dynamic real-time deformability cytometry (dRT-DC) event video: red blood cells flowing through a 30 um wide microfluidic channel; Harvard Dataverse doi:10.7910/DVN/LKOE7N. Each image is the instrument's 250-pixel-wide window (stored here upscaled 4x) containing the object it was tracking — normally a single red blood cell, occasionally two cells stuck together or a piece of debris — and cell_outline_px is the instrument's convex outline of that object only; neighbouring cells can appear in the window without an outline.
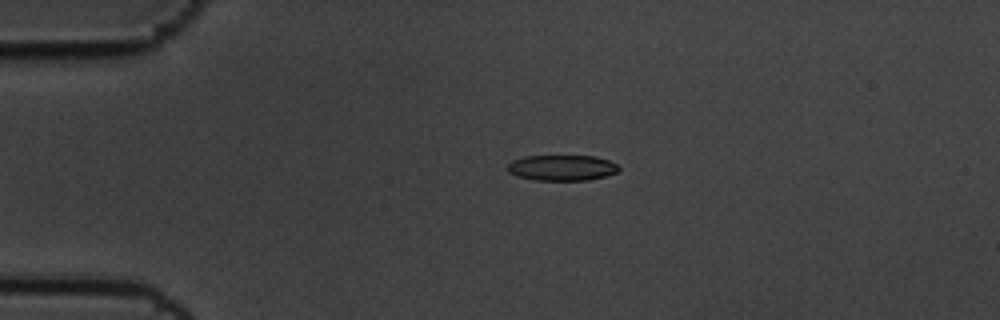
{"species": "common noctule bat (a hibernating species)", "species_latin": "Nyctalus noctula", "temperature_condition": "cold", "stored_images_in_passage": 5, "camera_frame_rate_fps": 3000, "um_per_image_px": 0.085, "animal": {"sex": "male", "body_mass_g": 19.5, "forearm_length_mm": 54.6}, "frame": {"image": 1, "passage_image": 4, "time_ms": 1.0, "image_size_px": [1000, 320], "cell_outline_px": [[620, 168], [616, 172], [604, 176], [588, 180], [536, 180], [516, 176], [508, 172], [508, 164], [512, 160], [524, 156], [596, 156], [608, 160], [616, 164]], "centroid_in_image_um": [47.74, 14.25], "position_along_channel_um": 37.3, "area_um2": 16.59}}